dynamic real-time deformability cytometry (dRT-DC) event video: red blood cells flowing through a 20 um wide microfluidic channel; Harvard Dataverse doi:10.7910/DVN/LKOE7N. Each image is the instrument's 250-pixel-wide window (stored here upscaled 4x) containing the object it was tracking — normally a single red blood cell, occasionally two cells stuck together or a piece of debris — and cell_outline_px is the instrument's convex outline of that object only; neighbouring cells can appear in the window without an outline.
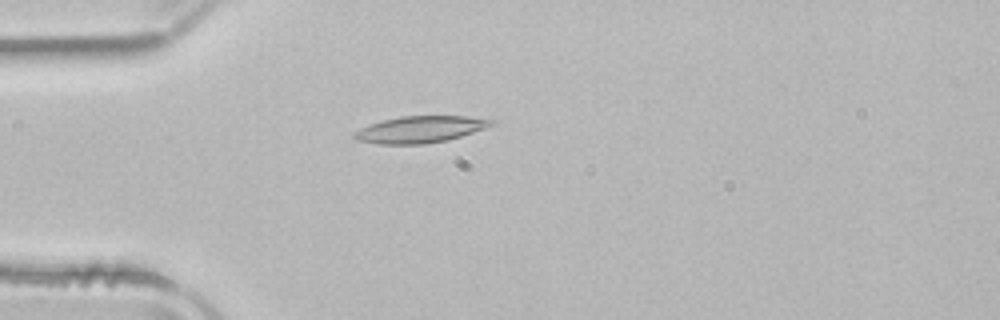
{"species": "common noctule bat (a hibernating species)", "species_latin": "Nyctalus noctula", "temperature_condition": "room temperature", "stored_images_in_passage": 33, "camera_frame_rate_fps": 3000, "um_per_image_px": 0.085, "animal": {"sex": "male", "body_mass_g": 21.5, "forearm_length_mm": 52.0}, "frame": {"image": 1, "passage_image": 1, "time_ms": 0.0, "image_size_px": [1000, 320], "cell_outline_px": [[496, 120], [492, 124], [484, 128], [448, 140], [424, 144], [380, 144], [356, 140], [352, 136], [352, 132], [360, 128], [384, 120], [400, 116], [464, 116]], "centroid_in_image_um": [35.67, 11.0], "position_along_channel_um": 49.3, "area_um2": 21.1}}
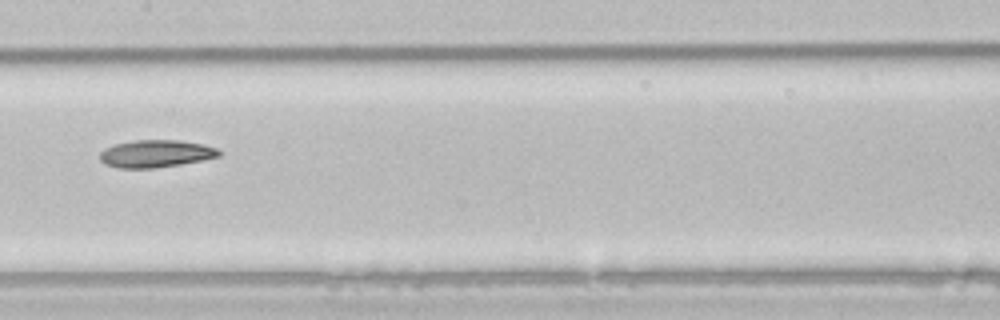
{"frame": {"image": 2, "passage_image": 13, "time_ms": 4.0, "image_size_px": [1000, 320], "cell_outline_px": [[220, 156], [204, 160], [156, 168], [120, 168], [104, 164], [100, 160], [100, 152], [104, 148], [116, 144], [136, 140], [180, 140], [204, 144], [216, 148], [220, 152]], "centroid_in_image_um": [13.25, 13.06], "position_along_channel_um": 194.2, "area_um2": 19.07}}
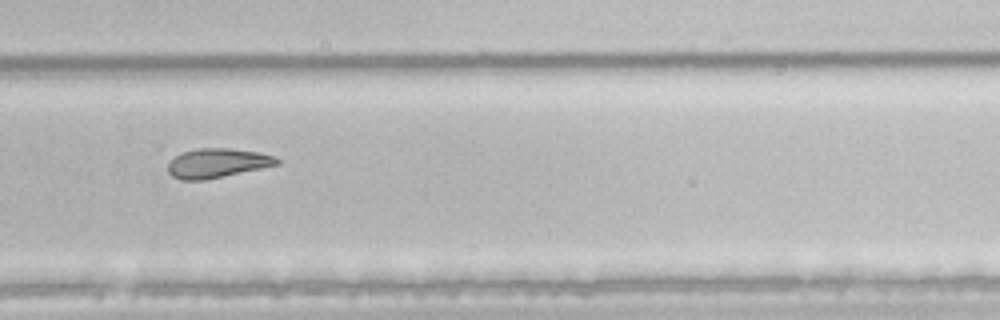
{"frame": {"image": 3, "passage_image": 22, "time_ms": 7.0, "image_size_px": [1000, 320], "cell_outline_px": [[280, 164], [204, 180], [180, 180], [172, 176], [168, 172], [168, 164], [176, 156], [184, 152], [200, 148], [232, 148], [260, 152], [272, 156], [280, 160]], "centroid_in_image_um": [18.47, 13.86], "position_along_channel_um": 311.3, "area_um2": 18.44}}